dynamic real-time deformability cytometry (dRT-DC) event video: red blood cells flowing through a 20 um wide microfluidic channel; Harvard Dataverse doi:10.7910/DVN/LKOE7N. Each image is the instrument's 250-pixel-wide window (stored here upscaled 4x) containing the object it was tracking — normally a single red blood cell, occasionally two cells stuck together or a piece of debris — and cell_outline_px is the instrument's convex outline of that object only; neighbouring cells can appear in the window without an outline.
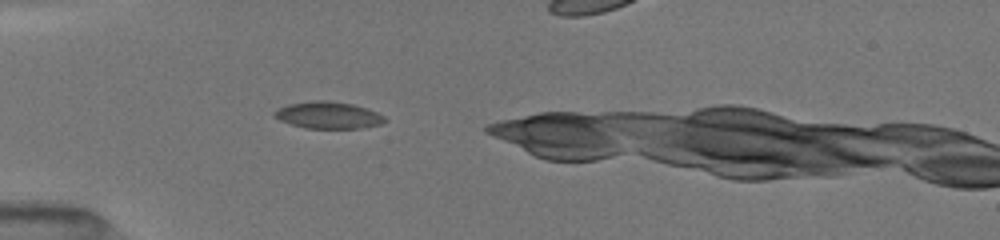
{"species": "common noctule bat (a hibernating species)", "species_latin": "Nyctalus noctula", "temperature_condition": "room temperature", "stored_images_in_passage": 39, "camera_frame_rate_fps": 3000, "um_per_image_px": 0.085, "animal": {"sex": "female", "body_mass_g": 19.5, "forearm_length_mm": 54.1}, "frame": {"image": 1, "passage_image": 1, "time_ms": 0.0, "image_size_px": [1000, 240], "cell_outline_px": [[388, 120], [380, 124], [364, 128], [304, 128], [280, 120], [272, 116], [272, 112], [276, 108], [288, 104], [312, 100], [328, 100], [352, 104], [368, 108], [384, 116]], "centroid_in_image_um": [27.88, 9.78], "position_along_channel_um": 57.1, "area_um2": 17.51}}
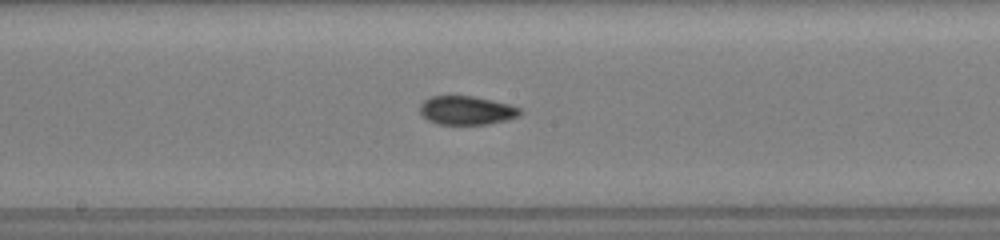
{"frame": {"image": 2, "passage_image": 17, "time_ms": 4.0, "image_size_px": [1000, 240], "cell_outline_px": [[520, 116], [508, 120], [488, 124], [440, 124], [428, 120], [420, 112], [420, 104], [424, 100], [432, 96], [472, 96], [492, 100], [508, 104], [520, 108]], "centroid_in_image_um": [39.67, 9.38], "position_along_channel_um": 208.5, "area_um2": 16.65}}
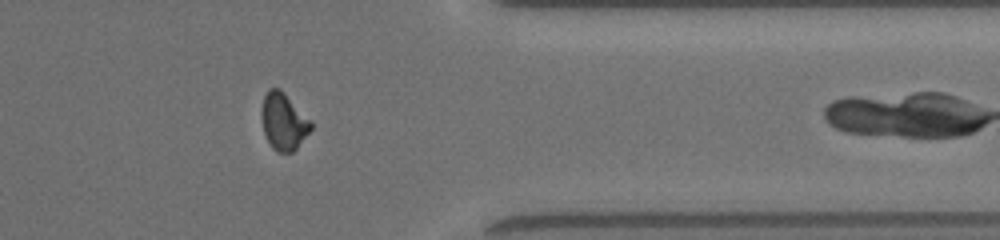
{"frame": {"image": 3, "passage_image": 35, "time_ms": 8.667, "image_size_px": [1000, 240], "cell_outline_px": [[312, 128], [296, 148], [292, 152], [276, 152], [272, 148], [264, 132], [260, 116], [260, 112], [264, 96], [268, 88], [280, 88], [312, 120]], "centroid_in_image_um": [24.09, 10.3], "position_along_channel_um": 387.3, "area_um2": 16.53}}